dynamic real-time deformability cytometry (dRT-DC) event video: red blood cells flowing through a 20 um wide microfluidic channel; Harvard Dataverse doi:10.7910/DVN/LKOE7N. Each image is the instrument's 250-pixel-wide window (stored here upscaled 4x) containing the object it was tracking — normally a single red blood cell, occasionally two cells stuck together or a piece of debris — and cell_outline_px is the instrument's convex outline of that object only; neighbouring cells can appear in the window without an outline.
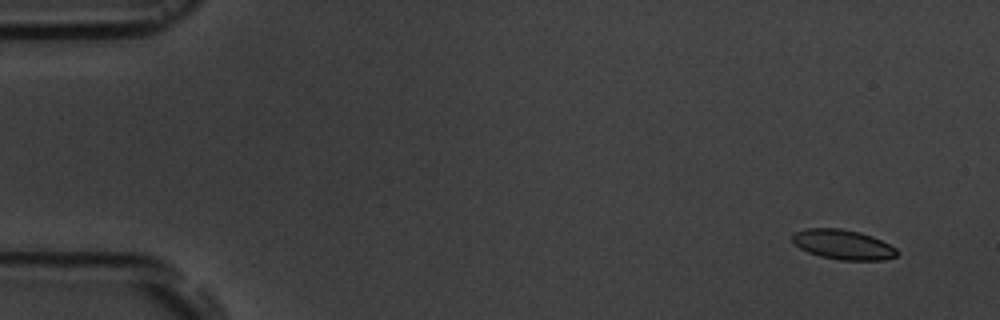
{"species": "common noctule bat (a hibernating species)", "species_latin": "Nyctalus noctula", "temperature_condition": "room temperature", "stored_images_in_passage": 5, "segment_of_instrument_passage": [2, 2], "camera_frame_rate_fps": 3000, "um_per_image_px": 0.085, "animal": {"sex": "male", "body_mass_g": 19.5, "forearm_length_mm": 54.6}, "frame": {"image": 1, "passage_image": 5, "time_ms": 5.667, "image_size_px": [1000, 320], "cell_outline_px": [[900, 252], [896, 256], [884, 260], [840, 260], [820, 256], [808, 252], [792, 244], [792, 232], [808, 228], [840, 228], [860, 232], [872, 236], [896, 248]], "centroid_in_image_um": [71.63, 20.78], "position_along_channel_um": 13.4, "area_um2": 18.32}}